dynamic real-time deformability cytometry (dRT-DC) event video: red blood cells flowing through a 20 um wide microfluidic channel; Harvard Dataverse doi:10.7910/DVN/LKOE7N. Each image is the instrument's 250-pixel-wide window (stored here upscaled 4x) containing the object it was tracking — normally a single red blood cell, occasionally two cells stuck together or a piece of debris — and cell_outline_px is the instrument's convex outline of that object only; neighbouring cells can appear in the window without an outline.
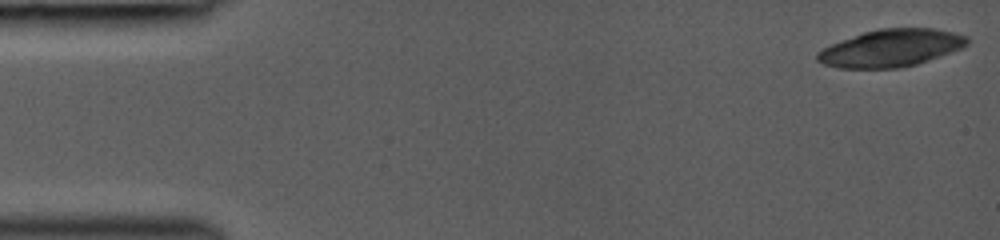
{"species": "common noctule bat (a hibernating species)", "species_latin": "Nyctalus noctula", "temperature_condition": "room temperature", "stored_images_in_passage": 10, "camera_frame_rate_fps": 3000, "um_per_image_px": 0.085, "animal": {"sex": "female", "body_mass_g": 19.0, "forearm_length_mm": 53.3}, "frame": {"image": 1, "passage_image": 1, "time_ms": 0.0, "image_size_px": [1000, 240], "cell_outline_px": [[968, 44], [960, 48], [940, 56], [916, 64], [900, 68], [840, 68], [824, 64], [816, 60], [816, 52], [832, 44], [864, 32], [880, 28], [932, 28], [952, 32], [968, 36]], "centroid_in_image_um": [75.73, 4.09], "position_along_channel_um": 9.3, "area_um2": 32.31}}
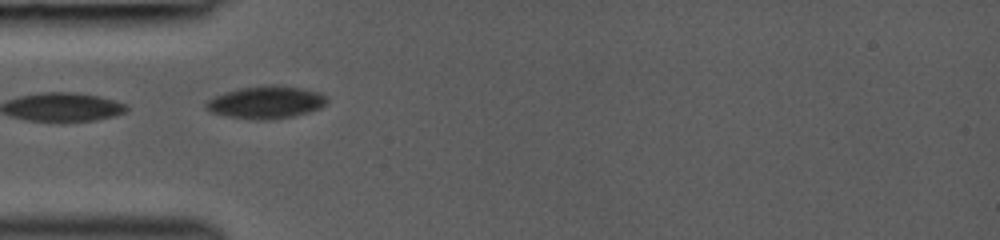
{"frame": {"image": 2, "passage_image": 8, "time_ms": 4.667, "image_size_px": [1000, 240], "cell_outline_px": [[328, 100], [320, 108], [308, 112], [292, 116], [268, 120], [256, 120], [228, 116], [212, 112], [204, 108], [204, 104], [208, 100], [224, 92], [240, 88], [272, 84], [300, 88], [320, 92]], "centroid_in_image_um": [22.59, 8.69], "position_along_channel_um": 62.4, "area_um2": 22.72}}